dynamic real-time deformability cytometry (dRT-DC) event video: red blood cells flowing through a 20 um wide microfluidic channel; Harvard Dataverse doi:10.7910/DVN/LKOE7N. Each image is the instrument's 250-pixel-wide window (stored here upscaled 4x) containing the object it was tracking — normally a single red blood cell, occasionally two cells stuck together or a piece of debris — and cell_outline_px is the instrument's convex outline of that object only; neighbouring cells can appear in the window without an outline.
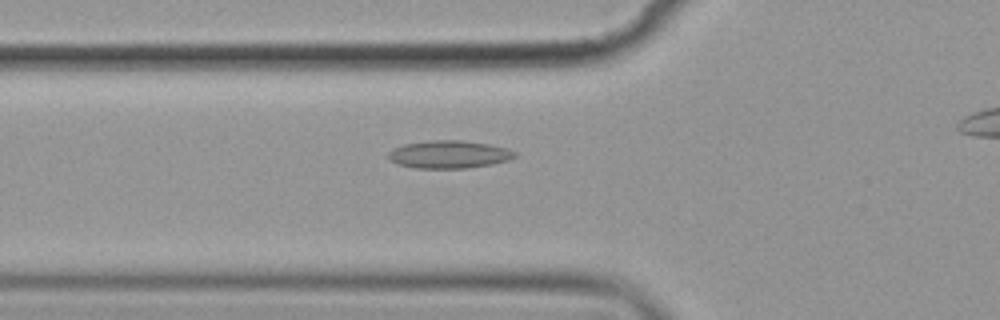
{"species": "common noctule bat (a hibernating species)", "species_latin": "Nyctalus noctula", "temperature_condition": "cold", "stored_images_in_passage": 48, "camera_frame_rate_fps": 3000, "um_per_image_px": 0.085, "animal": {"sex": "female", "body_mass_g": 19.9}, "frame": {"image": 1, "passage_image": 18, "time_ms": 5.667, "image_size_px": [1000, 320], "cell_outline_px": [[516, 156], [508, 160], [492, 164], [464, 168], [412, 168], [400, 164], [392, 160], [388, 156], [388, 152], [392, 148], [404, 144], [428, 140], [464, 140], [488, 144], [504, 148], [516, 152]], "centroid_in_image_um": [38.14, 13.11], "position_along_channel_um": 87.7, "area_um2": 20.35}}
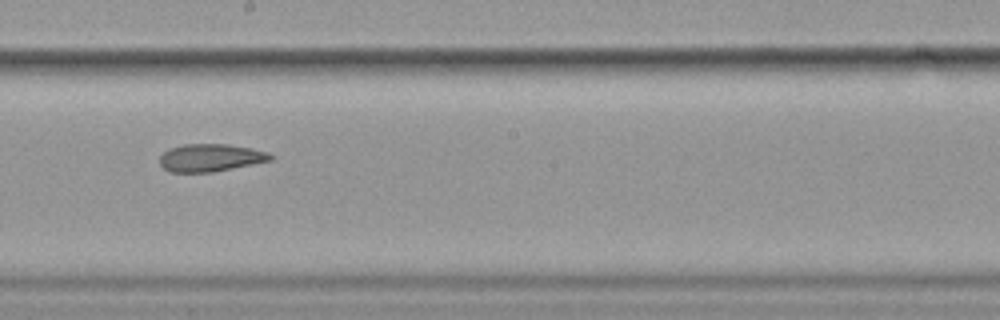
{"frame": {"image": 2, "passage_image": 30, "time_ms": 9.667, "image_size_px": [1000, 320], "cell_outline_px": [[276, 156], [272, 160], [212, 172], [168, 172], [160, 164], [160, 156], [164, 152], [172, 148], [184, 144], [228, 144], [252, 148], [268, 152]], "centroid_in_image_um": [17.92, 13.4], "position_along_channel_um": 230.3, "area_um2": 17.8}}
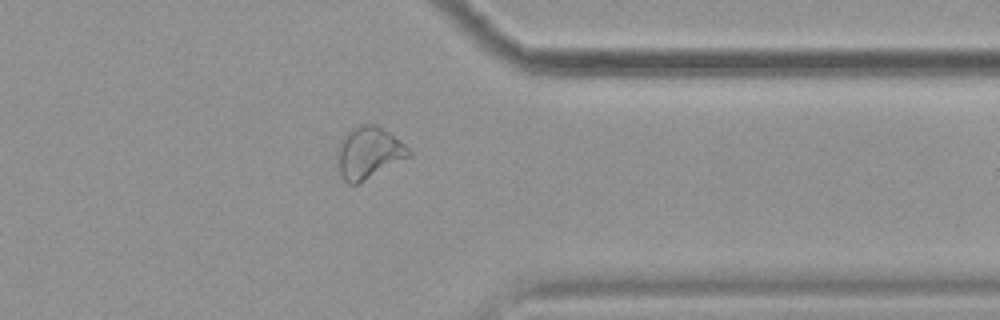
{"frame": {"image": 3, "passage_image": 43, "time_ms": 14.0, "image_size_px": [1000, 320], "cell_outline_px": [[412, 156], [356, 184], [348, 184], [344, 180], [340, 172], [340, 144], [344, 136], [352, 128], [360, 124], [376, 124], [388, 132], [404, 144], [412, 152]], "centroid_in_image_um": [31.4, 12.97], "position_along_channel_um": 380.0, "area_um2": 20.87}}